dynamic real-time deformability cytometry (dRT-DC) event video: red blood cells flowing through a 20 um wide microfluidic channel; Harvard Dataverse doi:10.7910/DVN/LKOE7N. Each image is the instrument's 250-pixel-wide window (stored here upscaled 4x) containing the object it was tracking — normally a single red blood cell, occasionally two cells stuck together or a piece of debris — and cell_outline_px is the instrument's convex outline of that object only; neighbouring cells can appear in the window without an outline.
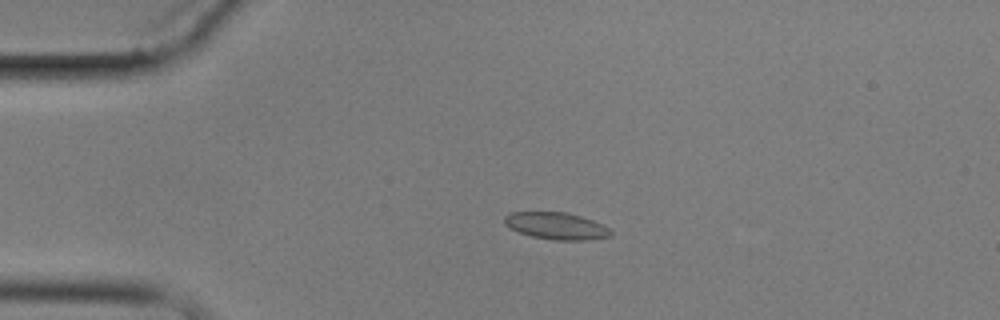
{"species": "common noctule bat (a hibernating species)", "species_latin": "Nyctalus noctula", "temperature_condition": "cold", "stored_images_in_passage": 4, "camera_frame_rate_fps": 3000, "um_per_image_px": 0.085, "animal": {"sex": "male", "body_mass_g": 17.9}, "frame": {"image": 1, "passage_image": 4, "time_ms": 3.333, "image_size_px": [1000, 320], "cell_outline_px": [[612, 236], [584, 240], [556, 240], [532, 236], [520, 232], [504, 224], [504, 216], [512, 212], [568, 212], [592, 220], [608, 228], [612, 232]], "centroid_in_image_um": [47.28, 19.19], "position_along_channel_um": 37.7, "area_um2": 16.47}}